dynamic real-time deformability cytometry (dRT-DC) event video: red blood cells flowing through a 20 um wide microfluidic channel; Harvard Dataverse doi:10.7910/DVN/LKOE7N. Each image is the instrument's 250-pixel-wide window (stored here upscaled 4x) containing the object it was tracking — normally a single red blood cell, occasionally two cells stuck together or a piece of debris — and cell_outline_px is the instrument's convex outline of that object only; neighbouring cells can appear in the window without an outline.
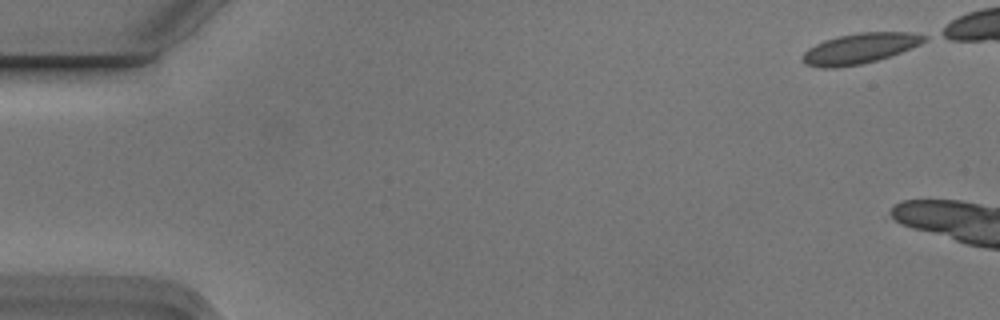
{"species": "Egyptian fruit bat (a non-hibernating species)", "species_latin": "Rousettus aegyptiacus", "temperature_condition": "cold", "stored_images_in_passage": 6, "camera_frame_rate_fps": 3000, "um_per_image_px": 0.085, "animal": {"sex": "male"}, "frame": {"image": 1, "passage_image": 1, "time_ms": 0.0, "image_size_px": [1000, 320], "cell_outline_px": [[928, 40], [920, 44], [900, 52], [876, 60], [860, 64], [836, 68], [820, 68], [804, 64], [800, 60], [800, 56], [808, 48], [824, 40], [836, 36], [860, 32], [912, 32], [928, 36]], "centroid_in_image_um": [73.03, 4.12], "position_along_channel_um": 12.0, "area_um2": 21.73}}